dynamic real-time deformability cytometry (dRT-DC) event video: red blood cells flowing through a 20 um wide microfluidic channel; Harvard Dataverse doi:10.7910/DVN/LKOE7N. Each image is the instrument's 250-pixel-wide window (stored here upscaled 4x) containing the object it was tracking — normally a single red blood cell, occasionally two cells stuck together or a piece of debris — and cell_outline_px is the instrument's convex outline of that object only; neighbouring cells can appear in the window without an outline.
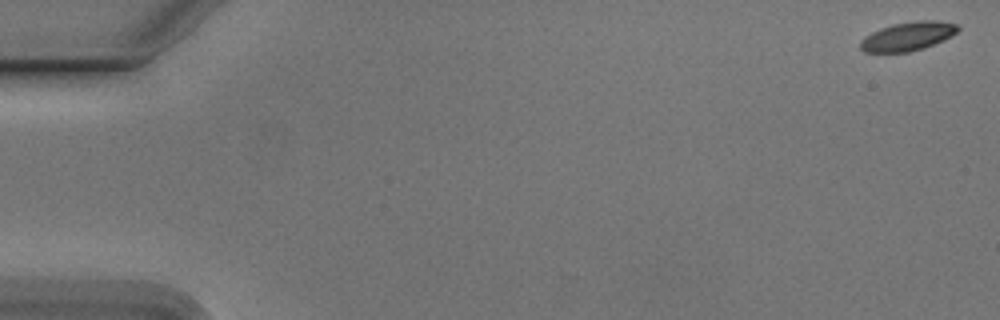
{"species": "Egyptian fruit bat (a non-hibernating species)", "species_latin": "Rousettus aegyptiacus", "temperature_condition": "cold", "stored_images_in_passage": 14, "camera_frame_rate_fps": 3000, "um_per_image_px": 0.085, "animal": {"sex": "male"}, "frame": {"image": 1, "passage_image": 1, "time_ms": 0.0, "image_size_px": [1000, 320], "cell_outline_px": [[960, 28], [956, 32], [924, 48], [908, 52], [864, 52], [860, 48], [860, 40], [864, 36], [880, 28], [892, 24], [920, 20], [936, 20], [956, 24]], "centroid_in_image_um": [77.1, 3.08], "position_along_channel_um": 7.9, "area_um2": 16.13}}